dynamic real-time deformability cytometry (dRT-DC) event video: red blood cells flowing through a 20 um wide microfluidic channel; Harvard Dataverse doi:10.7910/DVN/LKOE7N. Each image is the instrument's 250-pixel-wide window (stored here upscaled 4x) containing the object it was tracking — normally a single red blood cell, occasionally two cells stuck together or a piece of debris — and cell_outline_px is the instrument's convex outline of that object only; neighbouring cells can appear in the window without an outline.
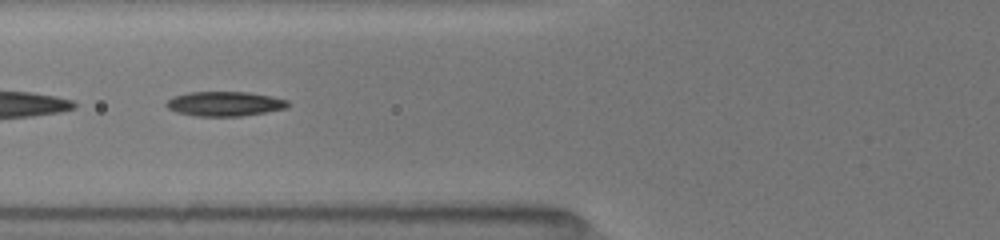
{"species": "common noctule bat (a hibernating species)", "species_latin": "Nyctalus noctula", "temperature_condition": "room temperature", "stored_images_in_passage": 33, "segment_of_instrument_passage": [2, 2], "camera_frame_rate_fps": 3000, "um_per_image_px": 0.085, "animal": {"sex": "female", "body_mass_g": 19.5, "forearm_length_mm": 54.1}, "frame": {"image": 1, "passage_image": 17, "time_ms": 6.667, "image_size_px": [1000, 240], "cell_outline_px": [[288, 108], [240, 116], [196, 116], [176, 112], [168, 108], [164, 104], [168, 100], [176, 96], [188, 92], [248, 92], [272, 96], [288, 100]], "centroid_in_image_um": [19.1, 8.82], "position_along_channel_um": 106.7, "area_um2": 17.34}}
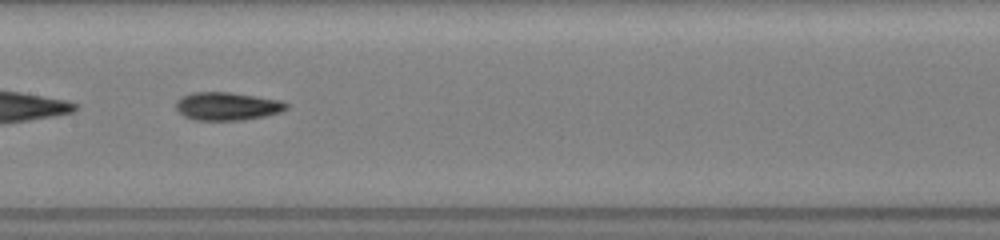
{"frame": {"image": 2, "passage_image": 20, "time_ms": 8.667, "image_size_px": [1000, 240], "cell_outline_px": [[288, 108], [280, 112], [264, 116], [244, 120], [196, 120], [184, 116], [176, 108], [176, 100], [180, 96], [192, 92], [228, 92], [256, 96], [280, 100], [288, 104]], "centroid_in_image_um": [19.29, 9.02], "position_along_channel_um": 188.1, "area_um2": 18.09}}
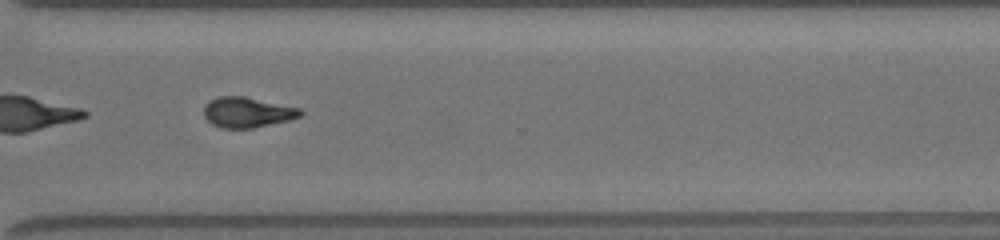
{"frame": {"image": 3, "passage_image": 27, "time_ms": 12.667, "image_size_px": [1000, 240], "cell_outline_px": [[304, 112], [300, 116], [288, 120], [252, 128], [220, 128], [212, 124], [204, 116], [204, 104], [208, 100], [216, 96], [244, 96], [300, 108]], "centroid_in_image_um": [20.98, 9.53], "position_along_channel_um": 349.6, "area_um2": 17.11}}